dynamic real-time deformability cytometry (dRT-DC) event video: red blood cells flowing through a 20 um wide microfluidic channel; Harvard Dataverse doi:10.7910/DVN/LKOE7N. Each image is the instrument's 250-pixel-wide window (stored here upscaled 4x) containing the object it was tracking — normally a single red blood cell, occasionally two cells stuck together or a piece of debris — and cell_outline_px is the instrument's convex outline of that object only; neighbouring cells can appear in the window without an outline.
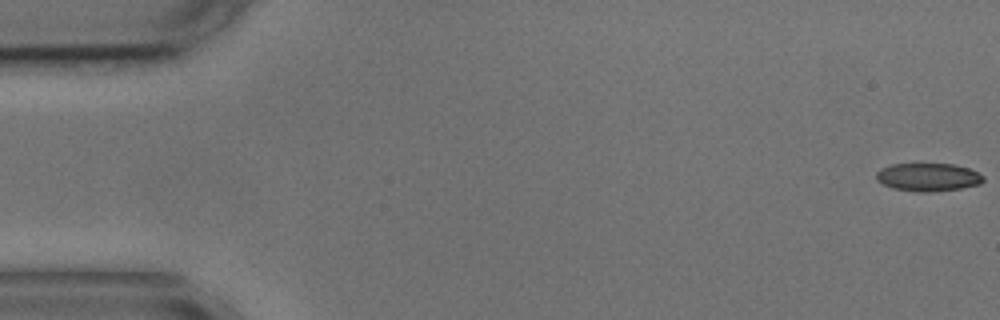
{"species": "common noctule bat (a hibernating species)", "species_latin": "Nyctalus noctula", "temperature_condition": "cold", "stored_images_in_passage": 5, "camera_frame_rate_fps": 3000, "um_per_image_px": 0.085, "animal": {"sex": "male", "body_mass_g": 17.9, "forearm_length_mm": 54.2}, "frame": {"image": 1, "passage_image": 1, "time_ms": 0.0, "image_size_px": [1000, 320], "cell_outline_px": [[984, 180], [980, 184], [960, 188], [928, 192], [920, 192], [892, 188], [876, 180], [876, 172], [880, 168], [892, 164], [952, 164], [968, 168], [984, 176]], "centroid_in_image_um": [78.86, 15.05], "position_along_channel_um": 6.1, "area_um2": 17.4}}
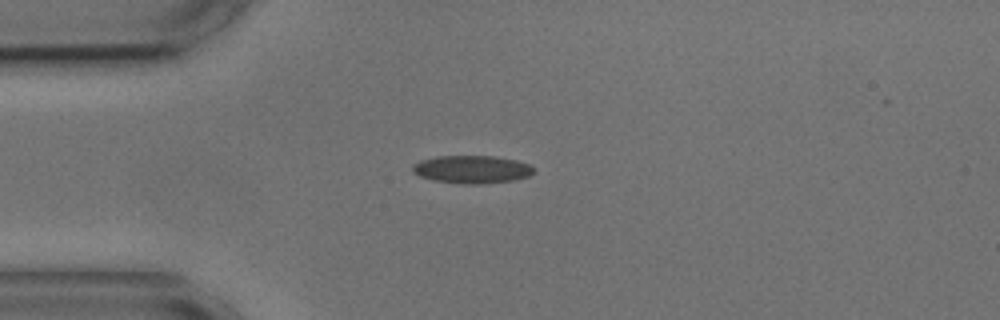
{"frame": {"image": 2, "passage_image": 4, "time_ms": 4.333, "image_size_px": [1000, 320], "cell_outline_px": [[532, 172], [528, 176], [512, 180], [480, 184], [464, 184], [436, 180], [420, 176], [412, 172], [412, 164], [420, 160], [436, 156], [496, 156], [516, 160], [528, 164], [532, 168]], "centroid_in_image_um": [40.06, 14.38], "position_along_channel_um": 44.9, "area_um2": 19.48}}
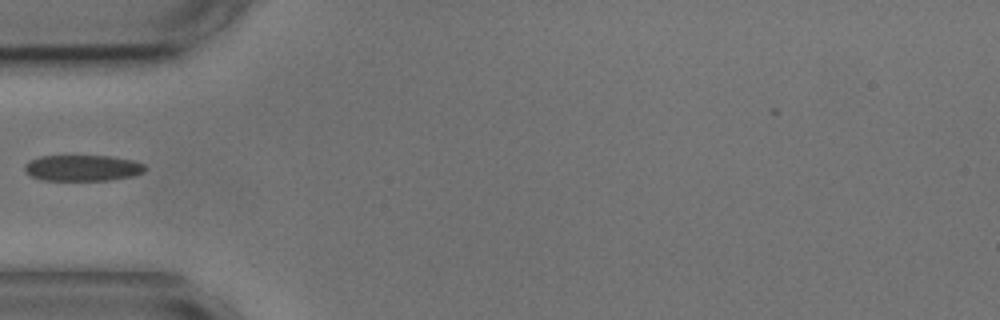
{"frame": {"image": 3, "passage_image": 5, "time_ms": 5.667, "image_size_px": [1000, 320], "cell_outline_px": [[144, 172], [132, 176], [108, 180], [40, 180], [24, 172], [24, 164], [28, 160], [40, 156], [112, 156], [132, 160], [144, 164]], "centroid_in_image_um": [6.96, 14.27], "position_along_channel_um": 78.0, "area_um2": 18.32}}